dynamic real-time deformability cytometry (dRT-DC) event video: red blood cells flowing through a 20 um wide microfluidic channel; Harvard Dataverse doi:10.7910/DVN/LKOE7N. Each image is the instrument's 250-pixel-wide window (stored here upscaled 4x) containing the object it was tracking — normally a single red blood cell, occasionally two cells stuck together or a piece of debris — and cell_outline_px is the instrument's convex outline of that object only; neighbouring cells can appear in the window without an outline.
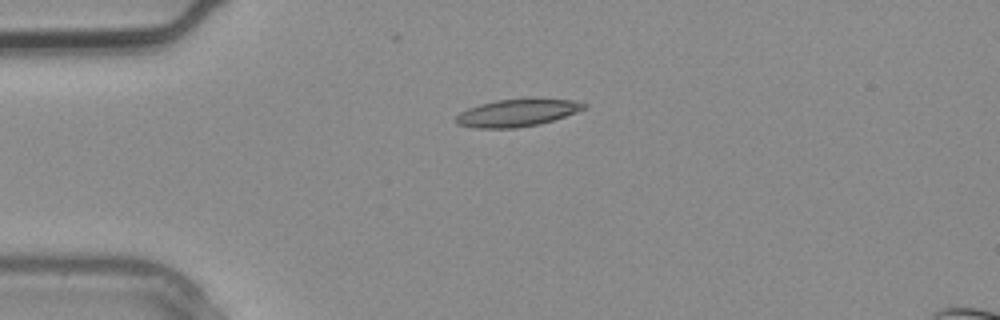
{"species": "common noctule bat (a hibernating species)", "species_latin": "Nyctalus noctula", "temperature_condition": "warm", "stored_images_in_passage": 3, "camera_frame_rate_fps": 3000, "um_per_image_px": 0.085, "animal": {"sex": "male", "body_mass_g": 20.4}, "frame": {"image": 1, "passage_image": 2, "time_ms": 0.333, "image_size_px": [1000, 320], "cell_outline_px": [[588, 104], [584, 108], [576, 112], [540, 124], [516, 128], [476, 128], [456, 124], [452, 120], [460, 112], [468, 108], [480, 104], [496, 100], [572, 100]], "centroid_in_image_um": [43.86, 9.62], "position_along_channel_um": 41.1, "area_um2": 19.94}}